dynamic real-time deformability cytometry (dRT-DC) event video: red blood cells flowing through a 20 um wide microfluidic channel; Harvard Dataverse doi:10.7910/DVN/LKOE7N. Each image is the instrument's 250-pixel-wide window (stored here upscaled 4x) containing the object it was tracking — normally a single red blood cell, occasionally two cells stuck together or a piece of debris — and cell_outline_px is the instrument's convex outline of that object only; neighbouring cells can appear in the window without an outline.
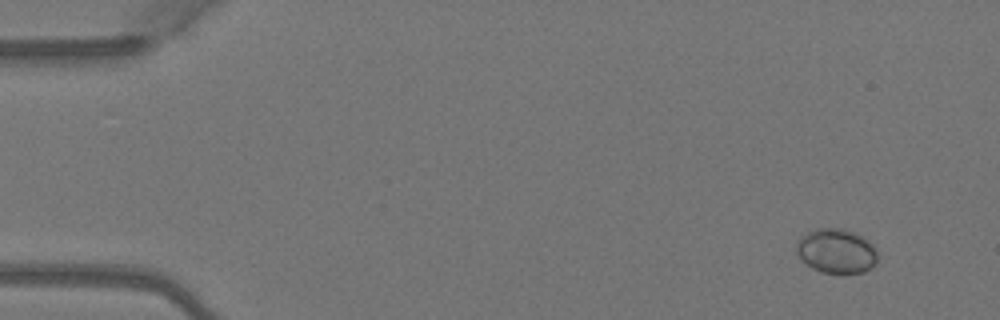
{"species": "Egyptian fruit bat (a non-hibernating species)", "species_latin": "Rousettus aegyptiacus", "temperature_condition": "warm", "stored_images_in_passage": 4, "camera_frame_rate_fps": 3000, "um_per_image_px": 0.085, "animal": {"sex": "female"}, "frame": {"image": 1, "passage_image": 1, "time_ms": 0.0, "image_size_px": [1000, 320], "cell_outline_px": [[876, 260], [864, 272], [844, 276], [840, 276], [820, 272], [812, 268], [796, 252], [796, 244], [808, 232], [820, 228], [836, 228], [852, 232], [868, 240], [876, 248]], "centroid_in_image_um": [71.1, 21.39], "position_along_channel_um": 13.9, "area_um2": 20.98}}
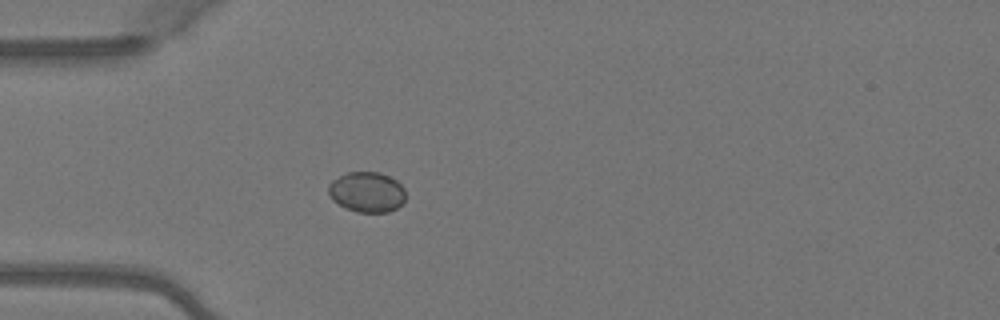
{"frame": {"image": 2, "passage_image": 4, "time_ms": 1.0, "image_size_px": [1000, 320], "cell_outline_px": [[404, 200], [396, 208], [388, 212], [356, 212], [344, 208], [332, 200], [328, 192], [328, 184], [332, 180], [348, 172], [380, 172], [392, 176], [404, 188]], "centroid_in_image_um": [31.17, 16.32], "position_along_channel_um": 53.8, "area_um2": 18.26}}